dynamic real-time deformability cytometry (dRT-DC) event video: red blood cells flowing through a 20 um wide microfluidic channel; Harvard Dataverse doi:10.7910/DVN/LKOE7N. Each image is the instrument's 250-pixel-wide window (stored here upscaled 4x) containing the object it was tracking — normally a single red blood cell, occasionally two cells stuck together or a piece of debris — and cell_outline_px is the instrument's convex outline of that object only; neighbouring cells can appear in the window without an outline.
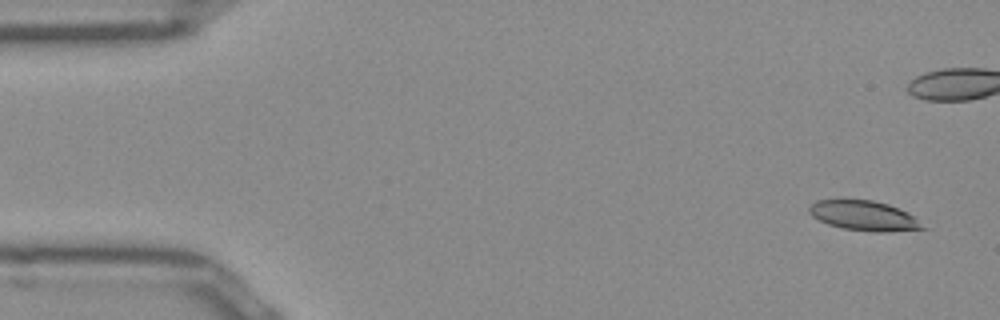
{"species": "Egyptian fruit bat (a non-hibernating species)", "species_latin": "Rousettus aegyptiacus", "temperature_condition": "room temperature", "stored_images_in_passage": 50, "camera_frame_rate_fps": 3000, "um_per_image_px": 0.085, "frame": {"image": 1, "passage_image": 1, "time_ms": 0.0, "image_size_px": [1000, 320], "cell_outline_px": [[928, 228], [884, 232], [876, 232], [844, 228], [828, 224], [812, 216], [808, 212], [808, 208], [816, 200], [872, 200], [888, 204], [908, 212]], "centroid_in_image_um": [73.45, 18.33], "position_along_channel_um": 11.6, "area_um2": 19.54}}
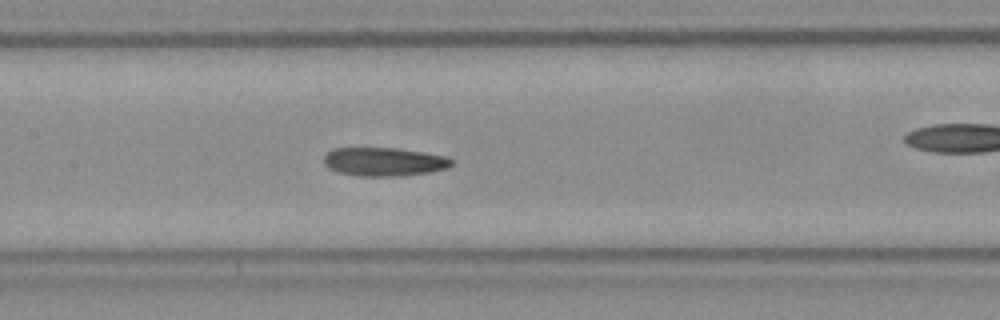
{"frame": {"image": 2, "passage_image": 22, "time_ms": 7.0, "image_size_px": [1000, 320], "cell_outline_px": [[456, 160], [448, 168], [432, 172], [400, 176], [360, 176], [340, 172], [328, 168], [324, 164], [324, 156], [332, 148], [396, 148], [444, 156]], "centroid_in_image_um": [32.66, 13.75], "position_along_channel_um": 174.7, "area_um2": 21.27}}
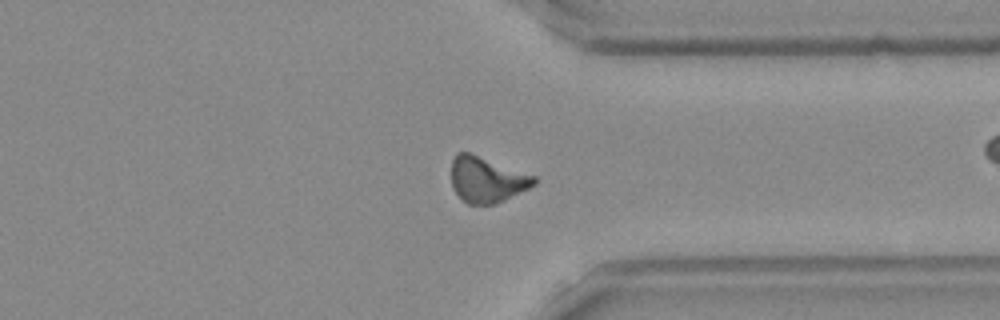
{"frame": {"image": 3, "passage_image": 37, "time_ms": 12.0, "image_size_px": [1000, 320], "cell_outline_px": [[536, 184], [504, 200], [492, 204], [468, 204], [452, 188], [452, 160], [456, 152], [468, 152], [536, 176]], "centroid_in_image_um": [41.37, 15.26], "position_along_channel_um": 370.0, "area_um2": 21.68}, "authors_computed_cell_mechanics": {"area_um2": 21.2415, "velocity_mm_per_s": 3.9582, "shape_relaxation_time_tau1_ms": null, "shape_relaxation_time_tau2_ms": 6.6727, "deformation_change_tau1": null, "deformation_change_tau2": 0.1776}}